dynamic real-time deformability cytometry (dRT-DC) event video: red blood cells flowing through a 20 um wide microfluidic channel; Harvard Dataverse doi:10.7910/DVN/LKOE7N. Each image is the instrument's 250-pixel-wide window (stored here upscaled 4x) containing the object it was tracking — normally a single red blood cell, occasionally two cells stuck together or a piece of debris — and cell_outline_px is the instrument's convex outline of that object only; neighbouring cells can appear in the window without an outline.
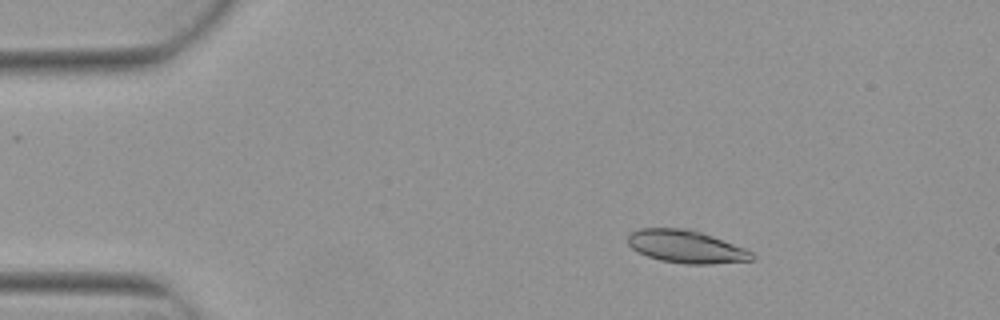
{"species": "Egyptian fruit bat (a non-hibernating species)", "species_latin": "Rousettus aegyptiacus", "temperature_condition": "warm", "stored_images_in_passage": 4, "camera_frame_rate_fps": 3000, "um_per_image_px": 0.085, "animal": {"sex": "female"}, "frame": {"image": 1, "passage_image": 2, "time_ms": 0.333, "image_size_px": [1000, 320], "cell_outline_px": [[756, 260], [712, 264], [684, 264], [660, 260], [648, 256], [632, 248], [628, 244], [628, 236], [632, 232], [640, 228], [692, 228], [744, 248], [752, 252], [756, 256]], "centroid_in_image_um": [58.36, 20.96], "position_along_channel_um": 26.6, "area_um2": 23.81}}